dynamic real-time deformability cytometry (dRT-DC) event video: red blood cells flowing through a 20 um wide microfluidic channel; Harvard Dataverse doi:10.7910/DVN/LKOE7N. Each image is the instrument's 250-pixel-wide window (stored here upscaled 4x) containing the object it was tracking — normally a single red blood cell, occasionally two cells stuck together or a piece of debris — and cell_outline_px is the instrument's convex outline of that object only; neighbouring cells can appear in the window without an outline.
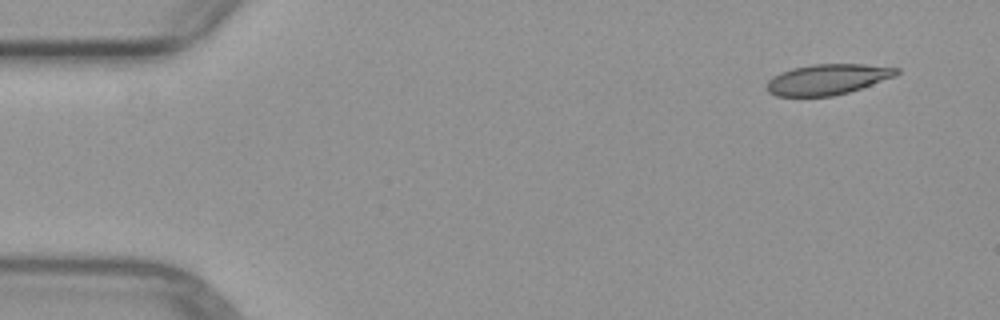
{"species": "common noctule bat (a hibernating species)", "species_latin": "Nyctalus noctula", "temperature_condition": "warm", "stored_images_in_passage": 4, "camera_frame_rate_fps": 3000, "um_per_image_px": 0.085, "animal": {"sex": "female", "body_mass_g": 29.2, "forearm_length_mm": 56.3}, "frame": {"image": 1, "passage_image": 1, "time_ms": 0.0, "image_size_px": [1000, 320], "cell_outline_px": [[900, 72], [896, 76], [848, 92], [832, 96], [776, 96], [768, 92], [764, 88], [768, 80], [772, 76], [780, 72], [792, 68], [812, 64], [864, 64], [900, 68]], "centroid_in_image_um": [70.3, 6.74], "position_along_channel_um": 14.7, "area_um2": 23.24}}
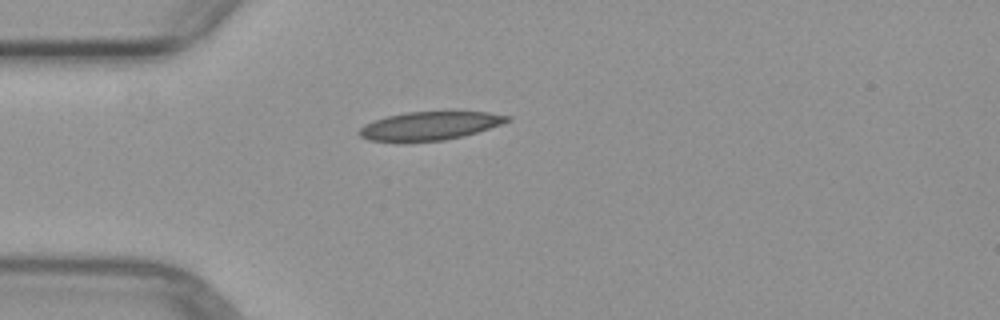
{"frame": {"image": 2, "passage_image": 4, "time_ms": 3.333, "image_size_px": [1000, 320], "cell_outline_px": [[512, 120], [464, 136], [444, 140], [396, 144], [368, 140], [360, 136], [356, 132], [364, 124], [388, 116], [404, 112], [488, 112], [512, 116]], "centroid_in_image_um": [36.45, 10.73], "position_along_channel_um": 48.5, "area_um2": 25.03}}